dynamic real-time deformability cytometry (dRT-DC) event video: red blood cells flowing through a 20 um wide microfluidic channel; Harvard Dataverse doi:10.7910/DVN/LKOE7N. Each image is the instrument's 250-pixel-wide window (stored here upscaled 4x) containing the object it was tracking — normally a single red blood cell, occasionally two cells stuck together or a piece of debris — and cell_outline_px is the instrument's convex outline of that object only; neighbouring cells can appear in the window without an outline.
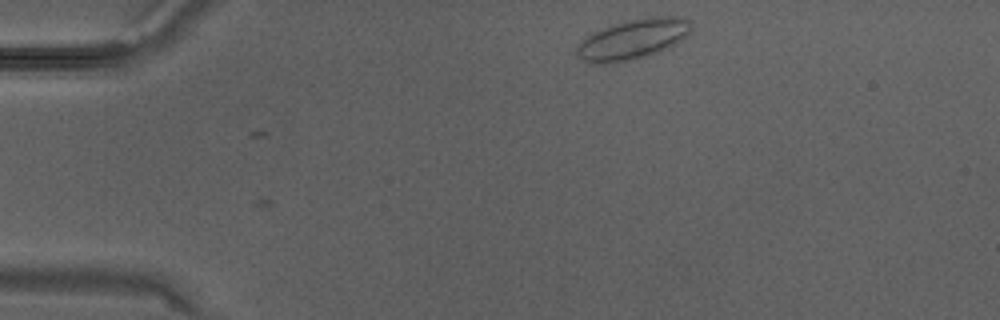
{"species": "Egyptian fruit bat (a non-hibernating species)", "species_latin": "Rousettus aegyptiacus", "temperature_condition": "warm", "stored_images_in_passage": 3, "camera_frame_rate_fps": 3000, "um_per_image_px": 0.085, "animal": {"sex": "male"}, "frame": {"image": 1, "passage_image": 3, "time_ms": 0.667, "image_size_px": [1000, 320], "cell_outline_px": [[692, 28], [676, 44], [660, 52], [628, 60], [604, 64], [588, 64], [576, 52], [576, 48], [592, 32], [616, 24], [648, 16], [680, 16], [688, 20]], "centroid_in_image_um": [53.81, 3.34], "position_along_channel_um": 31.2, "area_um2": 26.3}}